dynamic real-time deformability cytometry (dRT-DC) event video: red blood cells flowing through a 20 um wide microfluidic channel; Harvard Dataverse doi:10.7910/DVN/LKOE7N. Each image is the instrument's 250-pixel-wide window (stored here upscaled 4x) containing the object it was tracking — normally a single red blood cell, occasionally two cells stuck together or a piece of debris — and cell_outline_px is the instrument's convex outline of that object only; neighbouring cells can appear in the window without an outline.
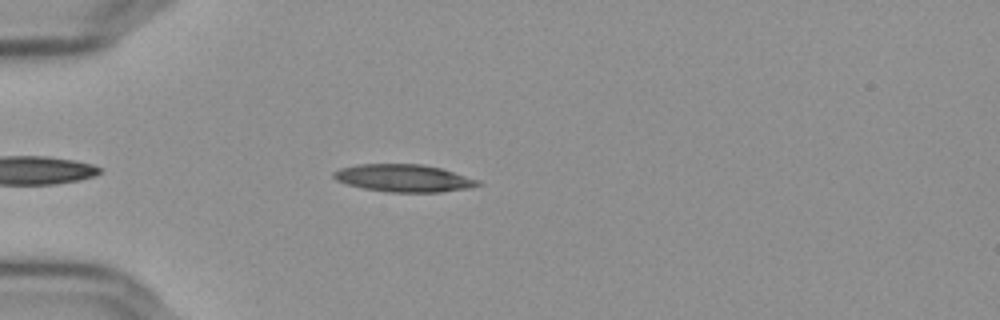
{"species": "Egyptian fruit bat (a non-hibernating species)", "species_latin": "Rousettus aegyptiacus", "temperature_condition": "cold", "stored_images_in_passage": 44, "camera_frame_rate_fps": 3000, "um_per_image_px": 0.085, "frame": {"image": 1, "passage_image": 7, "time_ms": 2.0, "image_size_px": [1000, 320], "cell_outline_px": [[484, 184], [468, 188], [440, 192], [388, 192], [364, 188], [348, 184], [336, 180], [332, 176], [332, 172], [340, 168], [356, 164], [424, 164], [440, 168], [480, 180]], "centroid_in_image_um": [34.32, 15.13], "position_along_channel_um": 50.7, "area_um2": 23.12}}
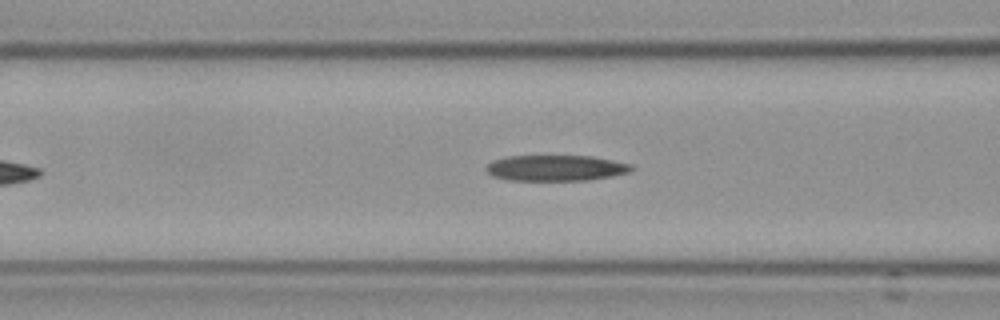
{"frame": {"image": 2, "passage_image": 14, "time_ms": 4.333, "image_size_px": [1000, 320], "cell_outline_px": [[636, 168], [628, 172], [612, 176], [588, 180], [508, 180], [492, 176], [484, 168], [492, 160], [508, 156], [592, 156], [632, 164]], "centroid_in_image_um": [47.24, 14.28], "position_along_channel_um": 119.4, "area_um2": 21.91}}
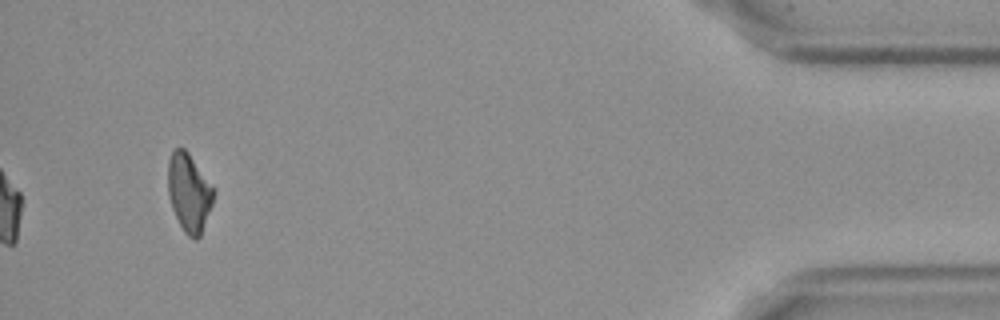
{"frame": {"image": 3, "passage_image": 44, "time_ms": 14.333, "image_size_px": [1000, 320], "cell_outline_px": [[216, 192], [212, 204], [200, 236], [196, 240], [192, 240], [184, 232], [172, 208], [168, 196], [168, 160], [172, 152], [176, 148], [184, 148], [188, 152]], "centroid_in_image_um": [16.06, 16.39], "position_along_channel_um": 419.1, "area_um2": 20.63}, "authors_computed_cell_mechanics": {"area_um2": 22.1085, "velocity_mm_per_s": 3.6516, "shape_relaxation_time_tau1_ms": null, "shape_relaxation_time_tau2_ms": 9.2876, "deformation_change_tau1": null, "deformation_change_tau2": 0.269}}